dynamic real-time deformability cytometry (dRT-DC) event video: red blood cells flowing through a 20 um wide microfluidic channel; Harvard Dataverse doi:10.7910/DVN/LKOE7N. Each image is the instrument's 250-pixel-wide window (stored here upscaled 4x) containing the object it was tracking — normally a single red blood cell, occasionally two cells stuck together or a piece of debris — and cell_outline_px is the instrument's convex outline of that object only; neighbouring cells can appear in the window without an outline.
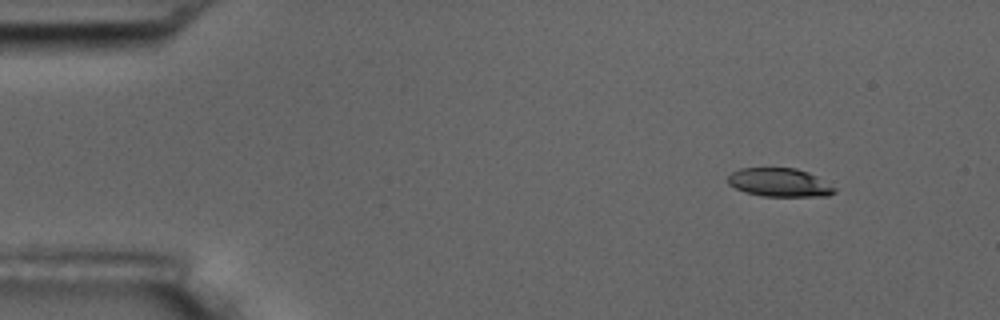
{"species": "common noctule bat (a hibernating species)", "species_latin": "Nyctalus noctula", "temperature_condition": "room temperature", "stored_images_in_passage": 4, "camera_frame_rate_fps": 3000, "um_per_image_px": 0.085, "animal": {"sex": "male", "body_mass_g": 17.5, "forearm_length_mm": 52.3}, "frame": {"image": 1, "passage_image": 1, "time_ms": 0.0, "image_size_px": [1000, 320], "cell_outline_px": [[836, 192], [828, 196], [764, 196], [744, 192], [728, 184], [728, 176], [732, 172], [740, 168], [796, 168], [808, 172], [816, 176], [836, 188]], "centroid_in_image_um": [66.25, 15.51], "position_along_channel_um": 18.7, "area_um2": 17.69}}
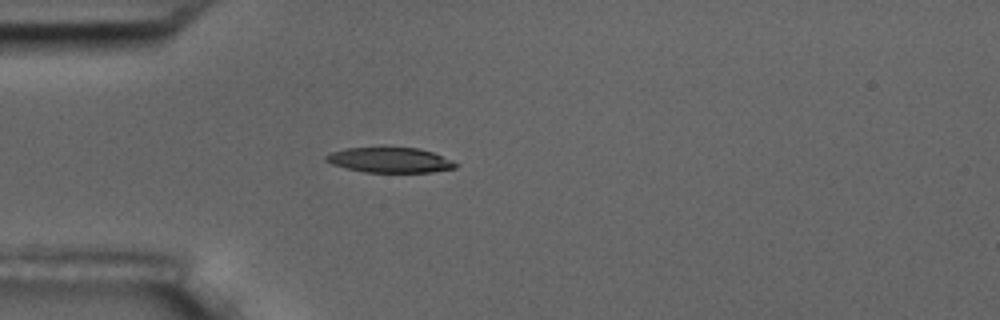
{"frame": {"image": 2, "passage_image": 3, "time_ms": 3.333, "image_size_px": [1000, 320], "cell_outline_px": [[460, 164], [456, 168], [432, 172], [364, 172], [332, 164], [324, 160], [324, 156], [332, 152], [348, 148], [416, 148], [432, 152], [452, 160]], "centroid_in_image_um": [33.17, 13.61], "position_along_channel_um": 51.8, "area_um2": 18.79}}